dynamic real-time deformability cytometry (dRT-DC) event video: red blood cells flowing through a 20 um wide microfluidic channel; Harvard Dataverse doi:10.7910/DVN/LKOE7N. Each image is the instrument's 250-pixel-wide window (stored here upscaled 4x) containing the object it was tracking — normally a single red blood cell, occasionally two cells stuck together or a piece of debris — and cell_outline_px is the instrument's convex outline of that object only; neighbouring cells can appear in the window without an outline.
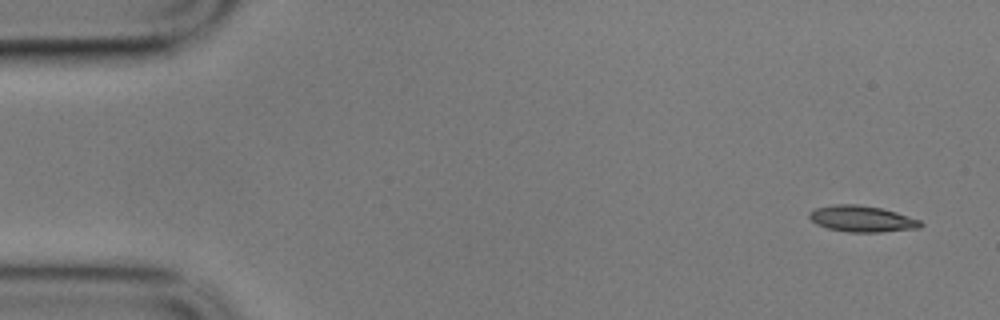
{"species": "common noctule bat (a hibernating species)", "species_latin": "Nyctalus noctula", "temperature_condition": "cold", "stored_images_in_passage": 6, "camera_frame_rate_fps": 3000, "um_per_image_px": 0.085, "animal": {"sex": "male", "body_mass_g": 17.9}, "frame": {"image": 1, "passage_image": 1, "time_ms": 0.0, "image_size_px": [1000, 320], "cell_outline_px": [[924, 224], [920, 228], [880, 232], [848, 232], [828, 228], [816, 224], [808, 216], [808, 212], [816, 208], [832, 204], [856, 204], [880, 208], [896, 212], [920, 220]], "centroid_in_image_um": [73.25, 18.6], "position_along_channel_um": 11.7, "area_um2": 16.99}}